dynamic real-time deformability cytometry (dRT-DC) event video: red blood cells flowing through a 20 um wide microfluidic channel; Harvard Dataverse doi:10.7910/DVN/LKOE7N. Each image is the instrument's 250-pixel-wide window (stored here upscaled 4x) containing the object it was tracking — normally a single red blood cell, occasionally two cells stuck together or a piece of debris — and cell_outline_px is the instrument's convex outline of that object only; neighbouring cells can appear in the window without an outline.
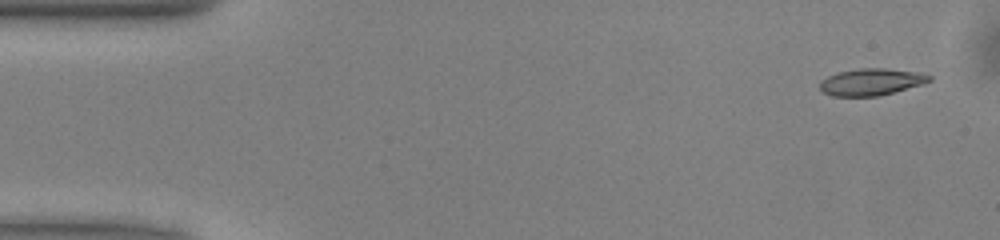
{"species": "common noctule bat (a hibernating species)", "species_latin": "Nyctalus noctula", "temperature_condition": "warm", "stored_images_in_passage": 9, "camera_frame_rate_fps": 3000, "um_per_image_px": 0.085, "animal": {"sex": "male", "body_mass_g": 13.0, "forearm_length_mm": 53.1}, "frame": {"image": 1, "passage_image": 1, "time_ms": 0.0, "image_size_px": [1000, 240], "cell_outline_px": [[932, 80], [924, 84], [880, 96], [832, 96], [824, 92], [820, 88], [820, 80], [828, 76], [840, 72], [860, 68], [884, 68], [916, 72], [932, 76]], "centroid_in_image_um": [74.08, 6.97], "position_along_channel_um": 10.9, "area_um2": 17.11}}